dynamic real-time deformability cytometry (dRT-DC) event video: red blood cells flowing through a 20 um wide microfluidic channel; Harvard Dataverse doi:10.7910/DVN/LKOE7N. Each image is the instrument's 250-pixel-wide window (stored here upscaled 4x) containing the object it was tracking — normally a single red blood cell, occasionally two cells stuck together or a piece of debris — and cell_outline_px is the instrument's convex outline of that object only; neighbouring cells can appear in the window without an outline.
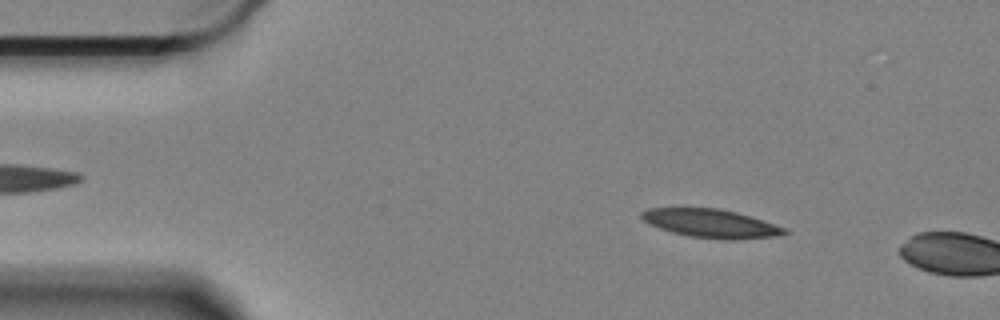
{"species": "Egyptian fruit bat (a non-hibernating species)", "species_latin": "Rousettus aegyptiacus", "temperature_condition": "cold", "stored_images_in_passage": 10, "camera_frame_rate_fps": 3000, "um_per_image_px": 0.085, "animal": {"sex": "female"}, "frame": {"image": 1, "passage_image": 7, "time_ms": 2.0, "image_size_px": [1000, 320], "cell_outline_px": [[792, 232], [776, 236], [736, 240], [720, 240], [688, 236], [672, 232], [648, 224], [640, 216], [640, 212], [648, 208], [720, 208], [736, 212], [788, 228]], "centroid_in_image_um": [60.46, 19.0], "position_along_channel_um": 24.5, "area_um2": 23.99}}